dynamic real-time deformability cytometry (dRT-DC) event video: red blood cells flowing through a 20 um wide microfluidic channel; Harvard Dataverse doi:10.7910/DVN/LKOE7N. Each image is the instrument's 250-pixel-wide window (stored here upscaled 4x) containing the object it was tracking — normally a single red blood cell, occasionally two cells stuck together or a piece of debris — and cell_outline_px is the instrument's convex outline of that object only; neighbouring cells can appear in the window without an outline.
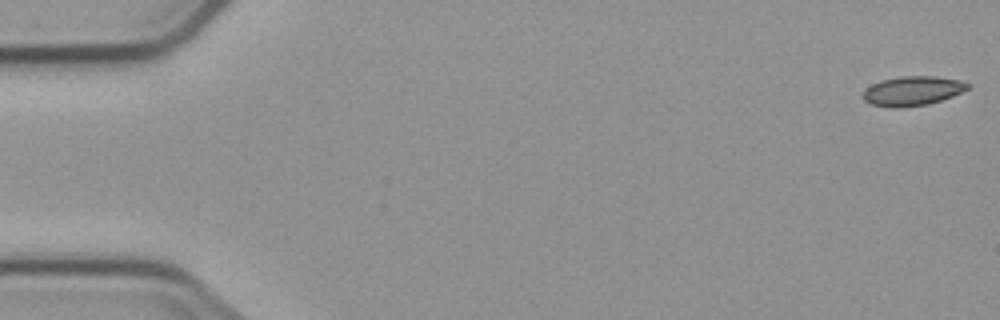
{"species": "common noctule bat (a hibernating species)", "species_latin": "Nyctalus noctula", "temperature_condition": "cold", "stored_images_in_passage": 3, "camera_frame_rate_fps": 3000, "um_per_image_px": 0.085, "animal": {"sex": "male", "body_mass_g": 23.1, "forearm_length_mm": 52.7}, "frame": {"image": 1, "passage_image": 1, "time_ms": 0.0, "image_size_px": [1000, 320], "cell_outline_px": [[972, 84], [968, 88], [952, 96], [928, 104], [900, 108], [892, 108], [872, 104], [864, 100], [864, 92], [872, 84], [880, 80], [900, 76], [932, 76], [960, 80]], "centroid_in_image_um": [77.57, 7.72], "position_along_channel_um": 7.4, "area_um2": 17.8}}